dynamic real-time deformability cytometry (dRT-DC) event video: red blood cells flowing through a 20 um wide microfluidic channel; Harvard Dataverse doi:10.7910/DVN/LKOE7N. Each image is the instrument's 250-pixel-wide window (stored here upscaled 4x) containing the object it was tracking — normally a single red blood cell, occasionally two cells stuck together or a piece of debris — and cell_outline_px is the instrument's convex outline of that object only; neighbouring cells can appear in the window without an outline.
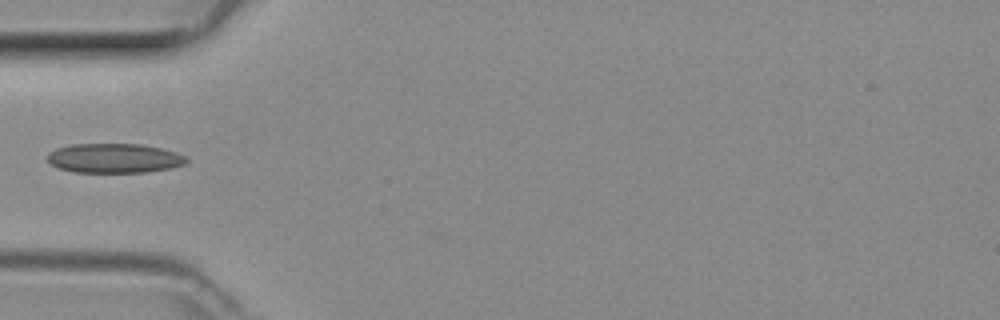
{"species": "common noctule bat (a hibernating species)", "species_latin": "Nyctalus noctula", "temperature_condition": "room temperature", "stored_images_in_passage": 33, "camera_frame_rate_fps": 3000, "um_per_image_px": 0.085, "animal": {"sex": "female", "body_mass_g": 29.2, "forearm_length_mm": 56.3}, "frame": {"image": 1, "passage_image": 1, "time_ms": 0.0, "image_size_px": [1000, 320], "cell_outline_px": [[188, 160], [184, 164], [172, 168], [144, 172], [76, 172], [60, 168], [52, 164], [48, 160], [48, 156], [56, 148], [72, 144], [140, 144], [160, 148], [176, 152], [184, 156]], "centroid_in_image_um": [9.74, 13.44], "position_along_channel_um": 75.3, "area_um2": 23.58}}
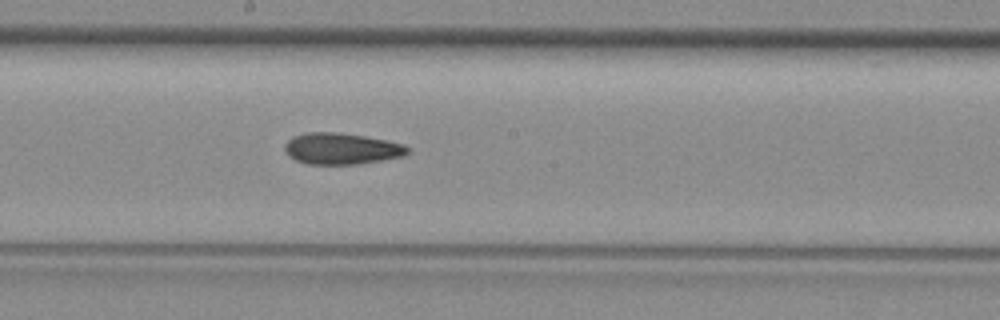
{"frame": {"image": 2, "passage_image": 11, "time_ms": 3.333, "image_size_px": [1000, 320], "cell_outline_px": [[408, 152], [404, 156], [356, 164], [308, 164], [296, 160], [288, 156], [284, 148], [288, 140], [292, 136], [308, 132], [332, 132], [364, 136], [388, 140], [404, 144], [408, 148]], "centroid_in_image_um": [29.01, 12.63], "position_along_channel_um": 219.2, "area_um2": 22.31}}
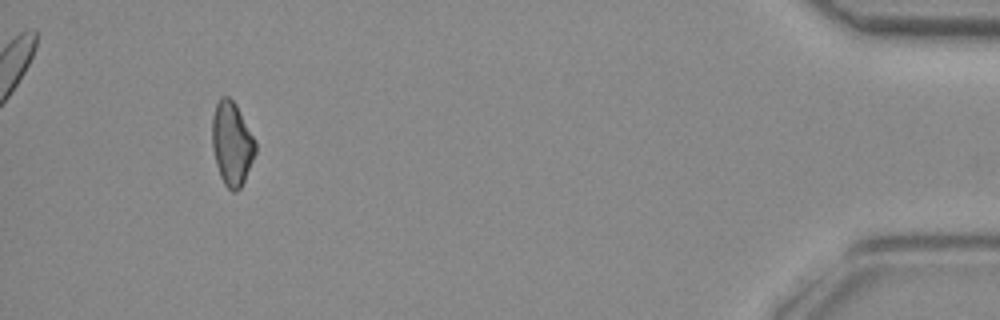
{"frame": {"image": 3, "passage_image": 30, "time_ms": 9.667, "image_size_px": [1000, 320], "cell_outline_px": [[256, 152], [244, 180], [240, 188], [236, 192], [232, 192], [224, 184], [220, 176], [216, 164], [212, 148], [212, 116], [216, 104], [220, 96], [228, 96], [236, 104], [256, 140]], "centroid_in_image_um": [19.7, 12.19], "position_along_channel_um": 415.5, "area_um2": 21.21}}